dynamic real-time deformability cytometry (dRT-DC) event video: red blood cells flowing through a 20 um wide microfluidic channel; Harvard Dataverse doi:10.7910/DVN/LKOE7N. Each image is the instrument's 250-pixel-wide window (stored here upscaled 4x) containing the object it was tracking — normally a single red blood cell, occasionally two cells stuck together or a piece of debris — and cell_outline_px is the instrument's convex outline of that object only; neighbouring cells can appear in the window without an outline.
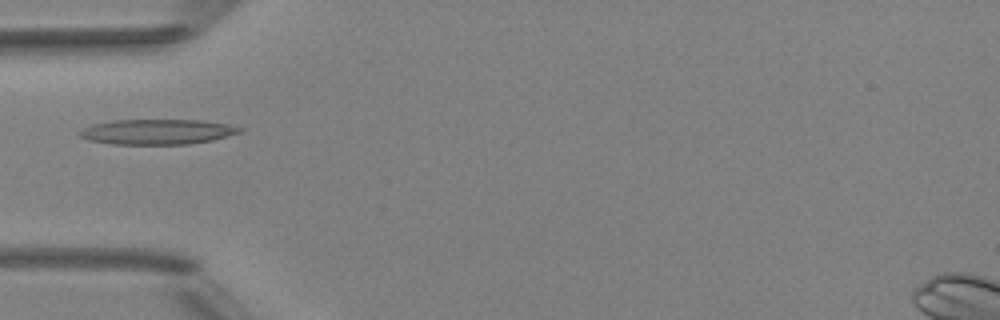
{"species": "Egyptian fruit bat (a non-hibernating species)", "species_latin": "Rousettus aegyptiacus", "temperature_condition": "room temperature", "stored_images_in_passage": 5, "camera_frame_rate_fps": 3000, "um_per_image_px": 0.085, "animal": {"sex": "female"}, "frame": {"image": 1, "passage_image": 5, "time_ms": 4.667, "image_size_px": [1000, 320], "cell_outline_px": [[244, 132], [212, 140], [188, 144], [112, 144], [88, 140], [80, 136], [80, 132], [84, 128], [92, 124], [112, 120], [200, 120], [228, 124], [244, 128]], "centroid_in_image_um": [13.41, 11.2], "position_along_channel_um": 71.6, "area_um2": 23.52}}